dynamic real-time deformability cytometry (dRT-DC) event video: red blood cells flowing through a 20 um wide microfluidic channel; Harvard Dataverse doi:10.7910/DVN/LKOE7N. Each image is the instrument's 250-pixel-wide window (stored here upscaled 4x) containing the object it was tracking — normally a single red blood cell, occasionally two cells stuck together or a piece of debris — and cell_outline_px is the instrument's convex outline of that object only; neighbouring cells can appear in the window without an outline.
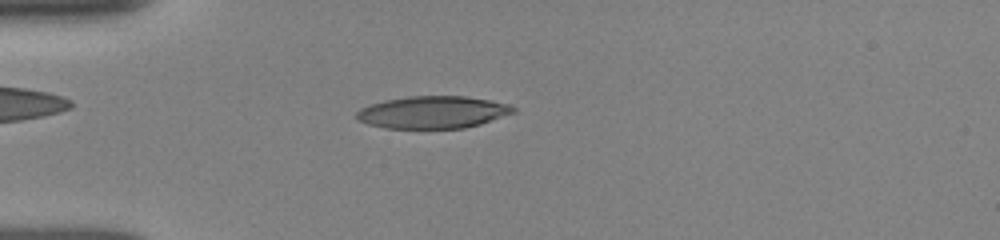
{"species": "human", "species_latin": "Homo sapiens", "temperature_condition": "room temperature", "stored_images_in_passage": 61, "camera_frame_rate_fps": 3000, "um_per_image_px": 0.085, "donor": {"sex": "female"}, "frame": {"image": 1, "passage_image": 17, "time_ms": 4.333, "image_size_px": [1000, 240], "cell_outline_px": [[516, 112], [480, 124], [464, 128], [384, 128], [368, 124], [356, 120], [356, 112], [360, 108], [384, 100], [408, 96], [464, 96], [512, 104], [516, 108]], "centroid_in_image_um": [36.79, 9.54], "position_along_channel_um": 48.2, "area_um2": 29.59}}
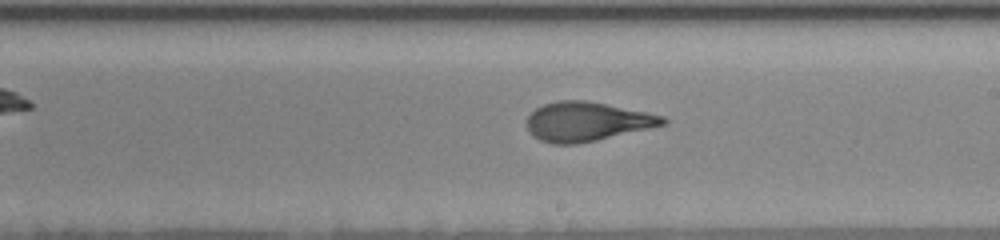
{"frame": {"image": 2, "passage_image": 35, "time_ms": 9.667, "image_size_px": [1000, 240], "cell_outline_px": [[668, 120], [664, 124], [648, 128], [596, 140], [576, 144], [552, 144], [540, 140], [532, 136], [528, 132], [528, 116], [536, 108], [544, 104], [556, 100], [584, 100], [648, 112], [664, 116]], "centroid_in_image_um": [49.85, 10.33], "position_along_channel_um": 239.2, "area_um2": 30.81}}
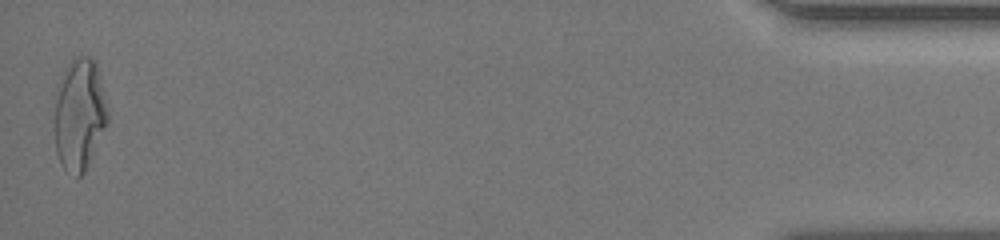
{"frame": {"image": 3, "passage_image": 61, "time_ms": 16.667, "image_size_px": [1000, 240], "cell_outline_px": [[108, 120], [84, 172], [80, 176], [76, 176], [64, 168], [56, 152], [56, 84], [60, 76], [72, 56], [88, 56], [96, 64], [108, 112]], "centroid_in_image_um": [6.73, 9.66], "position_along_channel_um": 428.5, "area_um2": 33.99}, "authors_computed_cell_mechanics": {"area_um2": 30.6918, "velocity_mm_per_s": 3.9093, "shape_relaxation_time_tau1_ms": 4.5091, "shape_relaxation_time_tau2_ms": 1.0909, "deformation_change_tau1": 0.212, "deformation_change_tau2": 0.0895}}